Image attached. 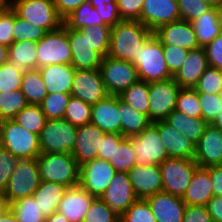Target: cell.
<instances>
[{
	"instance_id": "6da1fadb",
	"label": "cell",
	"mask_w": 222,
	"mask_h": 222,
	"mask_svg": "<svg viewBox=\"0 0 222 222\" xmlns=\"http://www.w3.org/2000/svg\"><path fill=\"white\" fill-rule=\"evenodd\" d=\"M67 37L72 52L71 65L78 70L100 69L103 57L108 55L111 27L94 26L85 29H70Z\"/></svg>"
},
{
	"instance_id": "7a4b0ae2",
	"label": "cell",
	"mask_w": 222,
	"mask_h": 222,
	"mask_svg": "<svg viewBox=\"0 0 222 222\" xmlns=\"http://www.w3.org/2000/svg\"><path fill=\"white\" fill-rule=\"evenodd\" d=\"M153 32L140 21L121 20L111 27L110 47L108 55L123 61H132L139 48Z\"/></svg>"
},
{
	"instance_id": "3957f363",
	"label": "cell",
	"mask_w": 222,
	"mask_h": 222,
	"mask_svg": "<svg viewBox=\"0 0 222 222\" xmlns=\"http://www.w3.org/2000/svg\"><path fill=\"white\" fill-rule=\"evenodd\" d=\"M131 63L141 81L151 83L173 78L166 64L162 43L154 34L139 48Z\"/></svg>"
},
{
	"instance_id": "277c9868",
	"label": "cell",
	"mask_w": 222,
	"mask_h": 222,
	"mask_svg": "<svg viewBox=\"0 0 222 222\" xmlns=\"http://www.w3.org/2000/svg\"><path fill=\"white\" fill-rule=\"evenodd\" d=\"M37 164L41 181L60 183L68 188L79 185L80 165L71 153H41Z\"/></svg>"
},
{
	"instance_id": "5b68a950",
	"label": "cell",
	"mask_w": 222,
	"mask_h": 222,
	"mask_svg": "<svg viewBox=\"0 0 222 222\" xmlns=\"http://www.w3.org/2000/svg\"><path fill=\"white\" fill-rule=\"evenodd\" d=\"M0 146L19 159L37 158L41 154L39 135L26 130L14 120L0 121Z\"/></svg>"
},
{
	"instance_id": "8992f818",
	"label": "cell",
	"mask_w": 222,
	"mask_h": 222,
	"mask_svg": "<svg viewBox=\"0 0 222 222\" xmlns=\"http://www.w3.org/2000/svg\"><path fill=\"white\" fill-rule=\"evenodd\" d=\"M10 6L19 17L47 32L60 28L64 23L53 0H10Z\"/></svg>"
},
{
	"instance_id": "52a82bcc",
	"label": "cell",
	"mask_w": 222,
	"mask_h": 222,
	"mask_svg": "<svg viewBox=\"0 0 222 222\" xmlns=\"http://www.w3.org/2000/svg\"><path fill=\"white\" fill-rule=\"evenodd\" d=\"M77 127L63 119L47 120L39 135L40 153H71Z\"/></svg>"
},
{
	"instance_id": "ba28073f",
	"label": "cell",
	"mask_w": 222,
	"mask_h": 222,
	"mask_svg": "<svg viewBox=\"0 0 222 222\" xmlns=\"http://www.w3.org/2000/svg\"><path fill=\"white\" fill-rule=\"evenodd\" d=\"M37 69L48 65L71 64L72 52L67 37V25L47 32L37 42Z\"/></svg>"
},
{
	"instance_id": "9c48e42d",
	"label": "cell",
	"mask_w": 222,
	"mask_h": 222,
	"mask_svg": "<svg viewBox=\"0 0 222 222\" xmlns=\"http://www.w3.org/2000/svg\"><path fill=\"white\" fill-rule=\"evenodd\" d=\"M40 182L37 158L20 159L9 178L4 194L9 202L32 196Z\"/></svg>"
},
{
	"instance_id": "30bf717a",
	"label": "cell",
	"mask_w": 222,
	"mask_h": 222,
	"mask_svg": "<svg viewBox=\"0 0 222 222\" xmlns=\"http://www.w3.org/2000/svg\"><path fill=\"white\" fill-rule=\"evenodd\" d=\"M128 138L136 155V165H160L170 158L153 122L141 133Z\"/></svg>"
},
{
	"instance_id": "8fae6325",
	"label": "cell",
	"mask_w": 222,
	"mask_h": 222,
	"mask_svg": "<svg viewBox=\"0 0 222 222\" xmlns=\"http://www.w3.org/2000/svg\"><path fill=\"white\" fill-rule=\"evenodd\" d=\"M159 167L163 192L182 198L199 166L192 159L167 158Z\"/></svg>"
},
{
	"instance_id": "7c38bea8",
	"label": "cell",
	"mask_w": 222,
	"mask_h": 222,
	"mask_svg": "<svg viewBox=\"0 0 222 222\" xmlns=\"http://www.w3.org/2000/svg\"><path fill=\"white\" fill-rule=\"evenodd\" d=\"M100 72L108 94L120 95L132 84L139 81L136 67L130 61L103 57Z\"/></svg>"
},
{
	"instance_id": "4fadbf2b",
	"label": "cell",
	"mask_w": 222,
	"mask_h": 222,
	"mask_svg": "<svg viewBox=\"0 0 222 222\" xmlns=\"http://www.w3.org/2000/svg\"><path fill=\"white\" fill-rule=\"evenodd\" d=\"M181 87L173 78L149 83V118L163 121L176 107Z\"/></svg>"
},
{
	"instance_id": "5bb4252c",
	"label": "cell",
	"mask_w": 222,
	"mask_h": 222,
	"mask_svg": "<svg viewBox=\"0 0 222 222\" xmlns=\"http://www.w3.org/2000/svg\"><path fill=\"white\" fill-rule=\"evenodd\" d=\"M71 96L83 102L94 105L105 98L106 91L100 69L78 70L75 69Z\"/></svg>"
},
{
	"instance_id": "9a60e30c",
	"label": "cell",
	"mask_w": 222,
	"mask_h": 222,
	"mask_svg": "<svg viewBox=\"0 0 222 222\" xmlns=\"http://www.w3.org/2000/svg\"><path fill=\"white\" fill-rule=\"evenodd\" d=\"M115 174L108 161L97 158L80 166L79 184L94 197H100Z\"/></svg>"
},
{
	"instance_id": "2e32d148",
	"label": "cell",
	"mask_w": 222,
	"mask_h": 222,
	"mask_svg": "<svg viewBox=\"0 0 222 222\" xmlns=\"http://www.w3.org/2000/svg\"><path fill=\"white\" fill-rule=\"evenodd\" d=\"M100 198L119 216L136 200L128 174L116 172Z\"/></svg>"
},
{
	"instance_id": "e0dca14e",
	"label": "cell",
	"mask_w": 222,
	"mask_h": 222,
	"mask_svg": "<svg viewBox=\"0 0 222 222\" xmlns=\"http://www.w3.org/2000/svg\"><path fill=\"white\" fill-rule=\"evenodd\" d=\"M180 20L177 0H144L140 22L152 32L160 26Z\"/></svg>"
},
{
	"instance_id": "ac0fdd59",
	"label": "cell",
	"mask_w": 222,
	"mask_h": 222,
	"mask_svg": "<svg viewBox=\"0 0 222 222\" xmlns=\"http://www.w3.org/2000/svg\"><path fill=\"white\" fill-rule=\"evenodd\" d=\"M127 174L137 199H146L163 191L159 165H135Z\"/></svg>"
},
{
	"instance_id": "d6986e66",
	"label": "cell",
	"mask_w": 222,
	"mask_h": 222,
	"mask_svg": "<svg viewBox=\"0 0 222 222\" xmlns=\"http://www.w3.org/2000/svg\"><path fill=\"white\" fill-rule=\"evenodd\" d=\"M105 132L91 122L77 127L76 142L71 155L81 166L98 158Z\"/></svg>"
},
{
	"instance_id": "ffe728a7",
	"label": "cell",
	"mask_w": 222,
	"mask_h": 222,
	"mask_svg": "<svg viewBox=\"0 0 222 222\" xmlns=\"http://www.w3.org/2000/svg\"><path fill=\"white\" fill-rule=\"evenodd\" d=\"M194 161L199 167L222 165V131L208 124L195 145Z\"/></svg>"
},
{
	"instance_id": "44dd1931",
	"label": "cell",
	"mask_w": 222,
	"mask_h": 222,
	"mask_svg": "<svg viewBox=\"0 0 222 222\" xmlns=\"http://www.w3.org/2000/svg\"><path fill=\"white\" fill-rule=\"evenodd\" d=\"M153 34L161 41L162 45H173L190 50L200 48L196 33L190 22L177 20L160 26Z\"/></svg>"
},
{
	"instance_id": "7402d4cb",
	"label": "cell",
	"mask_w": 222,
	"mask_h": 222,
	"mask_svg": "<svg viewBox=\"0 0 222 222\" xmlns=\"http://www.w3.org/2000/svg\"><path fill=\"white\" fill-rule=\"evenodd\" d=\"M119 95L108 94L92 105L90 122L105 133L121 134Z\"/></svg>"
},
{
	"instance_id": "603a6c76",
	"label": "cell",
	"mask_w": 222,
	"mask_h": 222,
	"mask_svg": "<svg viewBox=\"0 0 222 222\" xmlns=\"http://www.w3.org/2000/svg\"><path fill=\"white\" fill-rule=\"evenodd\" d=\"M95 198L80 184L72 186L66 190L57 211L65 216L69 222H83Z\"/></svg>"
},
{
	"instance_id": "cb8c5ba5",
	"label": "cell",
	"mask_w": 222,
	"mask_h": 222,
	"mask_svg": "<svg viewBox=\"0 0 222 222\" xmlns=\"http://www.w3.org/2000/svg\"><path fill=\"white\" fill-rule=\"evenodd\" d=\"M145 200L157 222H182L187 205L180 197L162 191Z\"/></svg>"
},
{
	"instance_id": "d4e9b609",
	"label": "cell",
	"mask_w": 222,
	"mask_h": 222,
	"mask_svg": "<svg viewBox=\"0 0 222 222\" xmlns=\"http://www.w3.org/2000/svg\"><path fill=\"white\" fill-rule=\"evenodd\" d=\"M207 67L208 61L204 48L190 50L181 68L173 75V80L181 88L194 89Z\"/></svg>"
},
{
	"instance_id": "484cf974",
	"label": "cell",
	"mask_w": 222,
	"mask_h": 222,
	"mask_svg": "<svg viewBox=\"0 0 222 222\" xmlns=\"http://www.w3.org/2000/svg\"><path fill=\"white\" fill-rule=\"evenodd\" d=\"M170 158H195V144L164 121L153 122Z\"/></svg>"
},
{
	"instance_id": "4316f807",
	"label": "cell",
	"mask_w": 222,
	"mask_h": 222,
	"mask_svg": "<svg viewBox=\"0 0 222 222\" xmlns=\"http://www.w3.org/2000/svg\"><path fill=\"white\" fill-rule=\"evenodd\" d=\"M49 93L70 94L75 68L71 64L48 65L39 69Z\"/></svg>"
},
{
	"instance_id": "83f0119b",
	"label": "cell",
	"mask_w": 222,
	"mask_h": 222,
	"mask_svg": "<svg viewBox=\"0 0 222 222\" xmlns=\"http://www.w3.org/2000/svg\"><path fill=\"white\" fill-rule=\"evenodd\" d=\"M200 47L209 44L222 32V10L212 7L191 22Z\"/></svg>"
},
{
	"instance_id": "f1b7e54d",
	"label": "cell",
	"mask_w": 222,
	"mask_h": 222,
	"mask_svg": "<svg viewBox=\"0 0 222 222\" xmlns=\"http://www.w3.org/2000/svg\"><path fill=\"white\" fill-rule=\"evenodd\" d=\"M212 197V181L208 170L198 167L181 199L186 205L206 206Z\"/></svg>"
},
{
	"instance_id": "f546056e",
	"label": "cell",
	"mask_w": 222,
	"mask_h": 222,
	"mask_svg": "<svg viewBox=\"0 0 222 222\" xmlns=\"http://www.w3.org/2000/svg\"><path fill=\"white\" fill-rule=\"evenodd\" d=\"M67 186L60 183L41 181L38 189L33 193V198L38 204L41 213L48 217L57 211Z\"/></svg>"
},
{
	"instance_id": "4dcf8cb0",
	"label": "cell",
	"mask_w": 222,
	"mask_h": 222,
	"mask_svg": "<svg viewBox=\"0 0 222 222\" xmlns=\"http://www.w3.org/2000/svg\"><path fill=\"white\" fill-rule=\"evenodd\" d=\"M163 121L176 131H179L182 136L187 137L195 145L208 126V123L202 118L188 117L177 110H173Z\"/></svg>"
},
{
	"instance_id": "1f68e13d",
	"label": "cell",
	"mask_w": 222,
	"mask_h": 222,
	"mask_svg": "<svg viewBox=\"0 0 222 222\" xmlns=\"http://www.w3.org/2000/svg\"><path fill=\"white\" fill-rule=\"evenodd\" d=\"M37 42L17 41L8 47V59L23 73L37 69Z\"/></svg>"
},
{
	"instance_id": "d6a6232c",
	"label": "cell",
	"mask_w": 222,
	"mask_h": 222,
	"mask_svg": "<svg viewBox=\"0 0 222 222\" xmlns=\"http://www.w3.org/2000/svg\"><path fill=\"white\" fill-rule=\"evenodd\" d=\"M119 112L121 120V135L129 137L141 133L152 121L147 114L135 111L119 96Z\"/></svg>"
},
{
	"instance_id": "836d02e7",
	"label": "cell",
	"mask_w": 222,
	"mask_h": 222,
	"mask_svg": "<svg viewBox=\"0 0 222 222\" xmlns=\"http://www.w3.org/2000/svg\"><path fill=\"white\" fill-rule=\"evenodd\" d=\"M20 90L25 95L28 104L33 105H40L48 95L39 69H31L23 73Z\"/></svg>"
},
{
	"instance_id": "e575fe53",
	"label": "cell",
	"mask_w": 222,
	"mask_h": 222,
	"mask_svg": "<svg viewBox=\"0 0 222 222\" xmlns=\"http://www.w3.org/2000/svg\"><path fill=\"white\" fill-rule=\"evenodd\" d=\"M64 23L70 29H85L105 25L97 10L89 2L83 3L72 11L64 19Z\"/></svg>"
},
{
	"instance_id": "d590c367",
	"label": "cell",
	"mask_w": 222,
	"mask_h": 222,
	"mask_svg": "<svg viewBox=\"0 0 222 222\" xmlns=\"http://www.w3.org/2000/svg\"><path fill=\"white\" fill-rule=\"evenodd\" d=\"M108 162L116 172L123 173L136 165V155L128 137H124L120 142H113L112 158H109Z\"/></svg>"
},
{
	"instance_id": "8d00e7d4",
	"label": "cell",
	"mask_w": 222,
	"mask_h": 222,
	"mask_svg": "<svg viewBox=\"0 0 222 222\" xmlns=\"http://www.w3.org/2000/svg\"><path fill=\"white\" fill-rule=\"evenodd\" d=\"M119 96L132 109L149 116V83L139 80L129 86Z\"/></svg>"
},
{
	"instance_id": "74e56055",
	"label": "cell",
	"mask_w": 222,
	"mask_h": 222,
	"mask_svg": "<svg viewBox=\"0 0 222 222\" xmlns=\"http://www.w3.org/2000/svg\"><path fill=\"white\" fill-rule=\"evenodd\" d=\"M12 120L26 130L40 135L47 118L40 105L28 104Z\"/></svg>"
},
{
	"instance_id": "f35d334b",
	"label": "cell",
	"mask_w": 222,
	"mask_h": 222,
	"mask_svg": "<svg viewBox=\"0 0 222 222\" xmlns=\"http://www.w3.org/2000/svg\"><path fill=\"white\" fill-rule=\"evenodd\" d=\"M16 216L18 222H45L33 196L24 197L10 202L9 208Z\"/></svg>"
},
{
	"instance_id": "ab89813d",
	"label": "cell",
	"mask_w": 222,
	"mask_h": 222,
	"mask_svg": "<svg viewBox=\"0 0 222 222\" xmlns=\"http://www.w3.org/2000/svg\"><path fill=\"white\" fill-rule=\"evenodd\" d=\"M27 105L26 97L20 89L0 92V121L12 120Z\"/></svg>"
},
{
	"instance_id": "60d3db41",
	"label": "cell",
	"mask_w": 222,
	"mask_h": 222,
	"mask_svg": "<svg viewBox=\"0 0 222 222\" xmlns=\"http://www.w3.org/2000/svg\"><path fill=\"white\" fill-rule=\"evenodd\" d=\"M71 94L49 93L40 103L47 120L63 119Z\"/></svg>"
},
{
	"instance_id": "b9f144b4",
	"label": "cell",
	"mask_w": 222,
	"mask_h": 222,
	"mask_svg": "<svg viewBox=\"0 0 222 222\" xmlns=\"http://www.w3.org/2000/svg\"><path fill=\"white\" fill-rule=\"evenodd\" d=\"M175 110L188 117L202 118L198 92L194 89L181 88L176 100Z\"/></svg>"
},
{
	"instance_id": "7bdbcfd3",
	"label": "cell",
	"mask_w": 222,
	"mask_h": 222,
	"mask_svg": "<svg viewBox=\"0 0 222 222\" xmlns=\"http://www.w3.org/2000/svg\"><path fill=\"white\" fill-rule=\"evenodd\" d=\"M91 109L92 105L71 96L63 118L76 127L82 126L90 123Z\"/></svg>"
},
{
	"instance_id": "ee69618b",
	"label": "cell",
	"mask_w": 222,
	"mask_h": 222,
	"mask_svg": "<svg viewBox=\"0 0 222 222\" xmlns=\"http://www.w3.org/2000/svg\"><path fill=\"white\" fill-rule=\"evenodd\" d=\"M47 33L45 29L35 26L29 21L19 17L15 12V21L13 28V43L17 41L39 42Z\"/></svg>"
},
{
	"instance_id": "f6af8a7d",
	"label": "cell",
	"mask_w": 222,
	"mask_h": 222,
	"mask_svg": "<svg viewBox=\"0 0 222 222\" xmlns=\"http://www.w3.org/2000/svg\"><path fill=\"white\" fill-rule=\"evenodd\" d=\"M198 93L222 94L221 70L208 66L194 87Z\"/></svg>"
},
{
	"instance_id": "bcb514c9",
	"label": "cell",
	"mask_w": 222,
	"mask_h": 222,
	"mask_svg": "<svg viewBox=\"0 0 222 222\" xmlns=\"http://www.w3.org/2000/svg\"><path fill=\"white\" fill-rule=\"evenodd\" d=\"M83 222H120V216L100 197H96L92 201Z\"/></svg>"
},
{
	"instance_id": "7dc6e473",
	"label": "cell",
	"mask_w": 222,
	"mask_h": 222,
	"mask_svg": "<svg viewBox=\"0 0 222 222\" xmlns=\"http://www.w3.org/2000/svg\"><path fill=\"white\" fill-rule=\"evenodd\" d=\"M121 222H157L145 199H137L121 216Z\"/></svg>"
},
{
	"instance_id": "c3c4849f",
	"label": "cell",
	"mask_w": 222,
	"mask_h": 222,
	"mask_svg": "<svg viewBox=\"0 0 222 222\" xmlns=\"http://www.w3.org/2000/svg\"><path fill=\"white\" fill-rule=\"evenodd\" d=\"M177 4L180 19L190 23L212 8L205 0H177Z\"/></svg>"
},
{
	"instance_id": "681fc988",
	"label": "cell",
	"mask_w": 222,
	"mask_h": 222,
	"mask_svg": "<svg viewBox=\"0 0 222 222\" xmlns=\"http://www.w3.org/2000/svg\"><path fill=\"white\" fill-rule=\"evenodd\" d=\"M23 72L9 61L0 66V92H10L21 87Z\"/></svg>"
},
{
	"instance_id": "f907efd6",
	"label": "cell",
	"mask_w": 222,
	"mask_h": 222,
	"mask_svg": "<svg viewBox=\"0 0 222 222\" xmlns=\"http://www.w3.org/2000/svg\"><path fill=\"white\" fill-rule=\"evenodd\" d=\"M202 109V119L211 124L222 108V94L198 93Z\"/></svg>"
},
{
	"instance_id": "816d5d0a",
	"label": "cell",
	"mask_w": 222,
	"mask_h": 222,
	"mask_svg": "<svg viewBox=\"0 0 222 222\" xmlns=\"http://www.w3.org/2000/svg\"><path fill=\"white\" fill-rule=\"evenodd\" d=\"M20 159L0 146V192H5L9 178Z\"/></svg>"
},
{
	"instance_id": "f5cc1de1",
	"label": "cell",
	"mask_w": 222,
	"mask_h": 222,
	"mask_svg": "<svg viewBox=\"0 0 222 222\" xmlns=\"http://www.w3.org/2000/svg\"><path fill=\"white\" fill-rule=\"evenodd\" d=\"M168 70L174 75L184 63L188 50L173 45H162Z\"/></svg>"
},
{
	"instance_id": "db71d44e",
	"label": "cell",
	"mask_w": 222,
	"mask_h": 222,
	"mask_svg": "<svg viewBox=\"0 0 222 222\" xmlns=\"http://www.w3.org/2000/svg\"><path fill=\"white\" fill-rule=\"evenodd\" d=\"M15 11L9 6L0 12V44L10 46L13 44V28Z\"/></svg>"
},
{
	"instance_id": "11a10c76",
	"label": "cell",
	"mask_w": 222,
	"mask_h": 222,
	"mask_svg": "<svg viewBox=\"0 0 222 222\" xmlns=\"http://www.w3.org/2000/svg\"><path fill=\"white\" fill-rule=\"evenodd\" d=\"M143 1L144 0H117L121 19L140 21Z\"/></svg>"
},
{
	"instance_id": "9f6ffc18",
	"label": "cell",
	"mask_w": 222,
	"mask_h": 222,
	"mask_svg": "<svg viewBox=\"0 0 222 222\" xmlns=\"http://www.w3.org/2000/svg\"><path fill=\"white\" fill-rule=\"evenodd\" d=\"M208 66L222 70V32L204 47Z\"/></svg>"
},
{
	"instance_id": "6f0895ef",
	"label": "cell",
	"mask_w": 222,
	"mask_h": 222,
	"mask_svg": "<svg viewBox=\"0 0 222 222\" xmlns=\"http://www.w3.org/2000/svg\"><path fill=\"white\" fill-rule=\"evenodd\" d=\"M94 8L102 18L103 23L110 27L115 26L122 20L118 10L117 0L108 4L103 3V5H97Z\"/></svg>"
},
{
	"instance_id": "680465c9",
	"label": "cell",
	"mask_w": 222,
	"mask_h": 222,
	"mask_svg": "<svg viewBox=\"0 0 222 222\" xmlns=\"http://www.w3.org/2000/svg\"><path fill=\"white\" fill-rule=\"evenodd\" d=\"M182 222H213L206 206L187 205Z\"/></svg>"
},
{
	"instance_id": "91938a15",
	"label": "cell",
	"mask_w": 222,
	"mask_h": 222,
	"mask_svg": "<svg viewBox=\"0 0 222 222\" xmlns=\"http://www.w3.org/2000/svg\"><path fill=\"white\" fill-rule=\"evenodd\" d=\"M123 138L121 134L105 133L101 149L98 151V159L108 161L109 158H112L113 142H120Z\"/></svg>"
},
{
	"instance_id": "94428289",
	"label": "cell",
	"mask_w": 222,
	"mask_h": 222,
	"mask_svg": "<svg viewBox=\"0 0 222 222\" xmlns=\"http://www.w3.org/2000/svg\"><path fill=\"white\" fill-rule=\"evenodd\" d=\"M89 0H53L58 14L65 19L68 15L83 3Z\"/></svg>"
},
{
	"instance_id": "6125c7cd",
	"label": "cell",
	"mask_w": 222,
	"mask_h": 222,
	"mask_svg": "<svg viewBox=\"0 0 222 222\" xmlns=\"http://www.w3.org/2000/svg\"><path fill=\"white\" fill-rule=\"evenodd\" d=\"M212 181V195L222 196V165L206 167Z\"/></svg>"
},
{
	"instance_id": "be15d7a7",
	"label": "cell",
	"mask_w": 222,
	"mask_h": 222,
	"mask_svg": "<svg viewBox=\"0 0 222 222\" xmlns=\"http://www.w3.org/2000/svg\"><path fill=\"white\" fill-rule=\"evenodd\" d=\"M213 222H222V196H213L206 204Z\"/></svg>"
},
{
	"instance_id": "e7e4bbea",
	"label": "cell",
	"mask_w": 222,
	"mask_h": 222,
	"mask_svg": "<svg viewBox=\"0 0 222 222\" xmlns=\"http://www.w3.org/2000/svg\"><path fill=\"white\" fill-rule=\"evenodd\" d=\"M10 208V202L3 192H0V216L4 215Z\"/></svg>"
},
{
	"instance_id": "03108f58",
	"label": "cell",
	"mask_w": 222,
	"mask_h": 222,
	"mask_svg": "<svg viewBox=\"0 0 222 222\" xmlns=\"http://www.w3.org/2000/svg\"><path fill=\"white\" fill-rule=\"evenodd\" d=\"M45 222H69L60 212L55 211L53 214L45 218Z\"/></svg>"
},
{
	"instance_id": "003e7915",
	"label": "cell",
	"mask_w": 222,
	"mask_h": 222,
	"mask_svg": "<svg viewBox=\"0 0 222 222\" xmlns=\"http://www.w3.org/2000/svg\"><path fill=\"white\" fill-rule=\"evenodd\" d=\"M8 61V46L0 44V66Z\"/></svg>"
},
{
	"instance_id": "a7ac6f4b",
	"label": "cell",
	"mask_w": 222,
	"mask_h": 222,
	"mask_svg": "<svg viewBox=\"0 0 222 222\" xmlns=\"http://www.w3.org/2000/svg\"><path fill=\"white\" fill-rule=\"evenodd\" d=\"M0 222H18L15 214L9 209L4 215L0 216Z\"/></svg>"
},
{
	"instance_id": "89a4df30",
	"label": "cell",
	"mask_w": 222,
	"mask_h": 222,
	"mask_svg": "<svg viewBox=\"0 0 222 222\" xmlns=\"http://www.w3.org/2000/svg\"><path fill=\"white\" fill-rule=\"evenodd\" d=\"M211 125H213L215 128L220 129L222 131V108H221L218 116L211 123Z\"/></svg>"
},
{
	"instance_id": "2644e50d",
	"label": "cell",
	"mask_w": 222,
	"mask_h": 222,
	"mask_svg": "<svg viewBox=\"0 0 222 222\" xmlns=\"http://www.w3.org/2000/svg\"><path fill=\"white\" fill-rule=\"evenodd\" d=\"M114 0H89L88 2L93 6L103 5V3L108 4L113 2Z\"/></svg>"
},
{
	"instance_id": "8c879c8a",
	"label": "cell",
	"mask_w": 222,
	"mask_h": 222,
	"mask_svg": "<svg viewBox=\"0 0 222 222\" xmlns=\"http://www.w3.org/2000/svg\"><path fill=\"white\" fill-rule=\"evenodd\" d=\"M208 2L212 7L219 8L222 10V0H205Z\"/></svg>"
},
{
	"instance_id": "753ad0ef",
	"label": "cell",
	"mask_w": 222,
	"mask_h": 222,
	"mask_svg": "<svg viewBox=\"0 0 222 222\" xmlns=\"http://www.w3.org/2000/svg\"><path fill=\"white\" fill-rule=\"evenodd\" d=\"M10 6V0H0V12H3Z\"/></svg>"
}]
</instances>
